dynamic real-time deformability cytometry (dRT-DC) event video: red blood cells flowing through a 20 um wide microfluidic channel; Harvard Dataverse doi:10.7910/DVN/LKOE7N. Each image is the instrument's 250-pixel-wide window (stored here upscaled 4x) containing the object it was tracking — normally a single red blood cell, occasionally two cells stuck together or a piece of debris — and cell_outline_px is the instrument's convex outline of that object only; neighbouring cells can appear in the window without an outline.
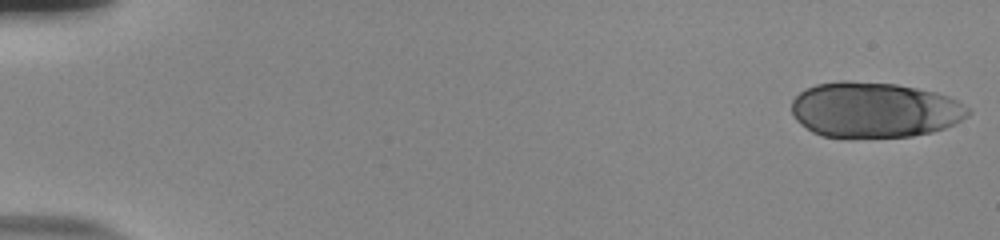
{"species": "human", "species_latin": "Homo sapiens", "temperature_condition": "room temperature", "stored_images_in_passage": 56, "segment_of_instrument_passage": [1, 2], "camera_frame_rate_fps": 3000, "um_per_image_px": 0.085, "donor": {"sex": "male"}, "frame": {"image": 1, "passage_image": 1, "time_ms": 0.0, "image_size_px": [1000, 240], "cell_outline_px": [[972, 112], [968, 116], [944, 128], [932, 132], [912, 136], [848, 140], [824, 136], [812, 132], [800, 124], [796, 120], [792, 112], [792, 100], [800, 92], [816, 84], [840, 80], [844, 80], [896, 84], [936, 92], [948, 96], [956, 100], [968, 108]], "centroid_in_image_um": [74.29, 9.37], "position_along_channel_um": 10.7, "area_um2": 57.92}}
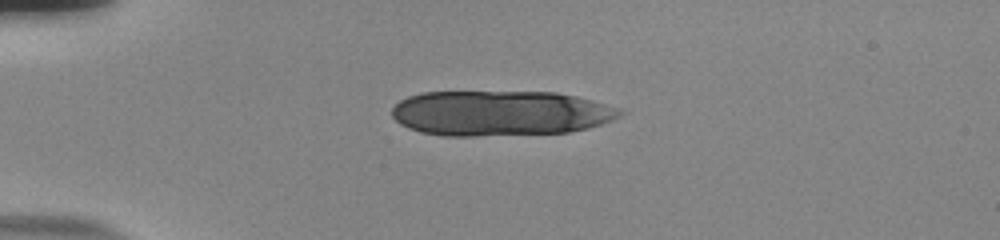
{"frame": {"image": 2, "passage_image": 14, "time_ms": 4.333, "image_size_px": [1000, 240], "cell_outline_px": [[624, 112], [620, 116], [600, 124], [588, 128], [568, 132], [476, 136], [440, 136], [420, 132], [408, 128], [400, 124], [392, 116], [392, 108], [400, 100], [408, 96], [420, 92], [556, 92], [576, 96], [592, 100], [620, 108]], "centroid_in_image_um": [42.49, 9.62], "position_along_channel_um": 42.5, "area_um2": 60.29}}